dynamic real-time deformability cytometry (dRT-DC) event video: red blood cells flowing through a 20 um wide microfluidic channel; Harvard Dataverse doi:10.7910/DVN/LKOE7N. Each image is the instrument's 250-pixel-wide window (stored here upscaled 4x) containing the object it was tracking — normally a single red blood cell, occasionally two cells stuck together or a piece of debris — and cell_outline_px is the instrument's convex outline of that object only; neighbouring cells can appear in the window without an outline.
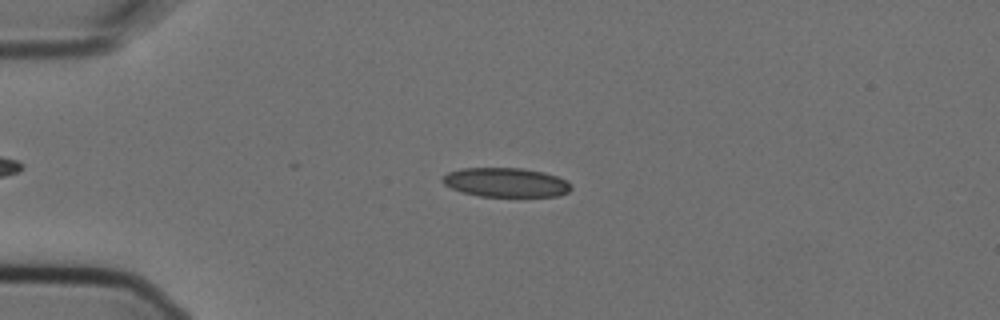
{"species": "Egyptian fruit bat (a non-hibernating species)", "species_latin": "Rousettus aegyptiacus", "temperature_condition": "cold", "stored_images_in_passage": 5, "camera_frame_rate_fps": 3000, "um_per_image_px": 0.085, "animal": {"sex": "female"}, "frame": {"image": 1, "passage_image": 3, "time_ms": 0.667, "image_size_px": [1000, 320], "cell_outline_px": [[572, 188], [568, 192], [560, 196], [480, 196], [460, 192], [444, 184], [440, 180], [448, 172], [460, 168], [524, 168], [544, 172], [568, 180], [572, 184]], "centroid_in_image_um": [43.02, 15.5], "position_along_channel_um": 42.0, "area_um2": 22.08}}
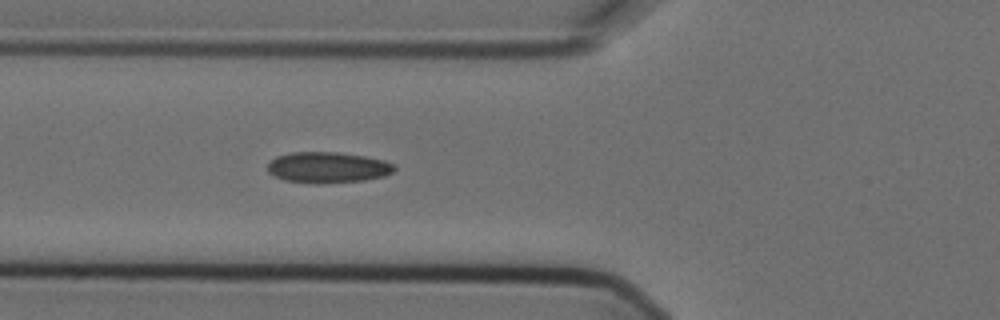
{"frame": {"image": 2, "passage_image": 5, "time_ms": 1.333, "image_size_px": [1000, 320], "cell_outline_px": [[396, 168], [392, 172], [384, 176], [364, 180], [320, 184], [316, 184], [284, 180], [268, 172], [268, 164], [276, 156], [292, 152], [336, 152], [364, 156], [384, 160], [396, 164]], "centroid_in_image_um": [27.87, 14.23], "position_along_channel_um": 97.9, "area_um2": 22.89}}